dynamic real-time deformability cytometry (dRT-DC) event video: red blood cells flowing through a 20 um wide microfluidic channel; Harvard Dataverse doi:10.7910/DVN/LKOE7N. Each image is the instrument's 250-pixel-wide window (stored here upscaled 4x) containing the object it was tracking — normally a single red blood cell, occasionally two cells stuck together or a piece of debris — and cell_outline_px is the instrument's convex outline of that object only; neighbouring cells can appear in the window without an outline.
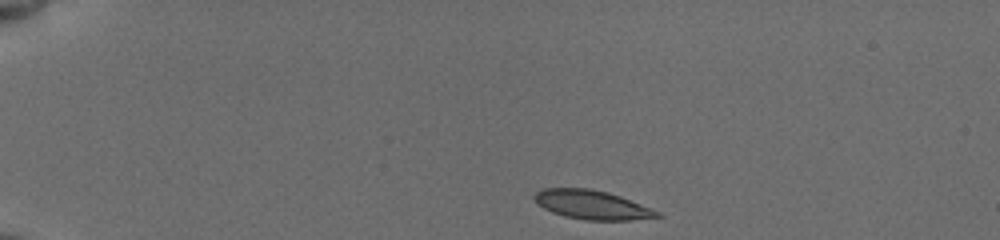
{"species": "common noctule bat (a hibernating species)", "species_latin": "Nyctalus noctula", "temperature_condition": "cold", "stored_images_in_passage": 22, "camera_frame_rate_fps": 3000, "um_per_image_px": 0.085, "animal": {"sex": "female", "body_mass_g": 19.5, "forearm_length_mm": 54.1}, "frame": {"image": 1, "passage_image": 1, "time_ms": 0.0, "image_size_px": [1000, 240], "cell_outline_px": [[664, 216], [632, 220], [584, 220], [564, 216], [552, 212], [536, 204], [532, 196], [536, 192], [544, 188], [588, 188], [608, 192], [620, 196], [652, 208], [660, 212]], "centroid_in_image_um": [50.31, 17.41], "position_along_channel_um": 34.7, "area_um2": 20.92}}
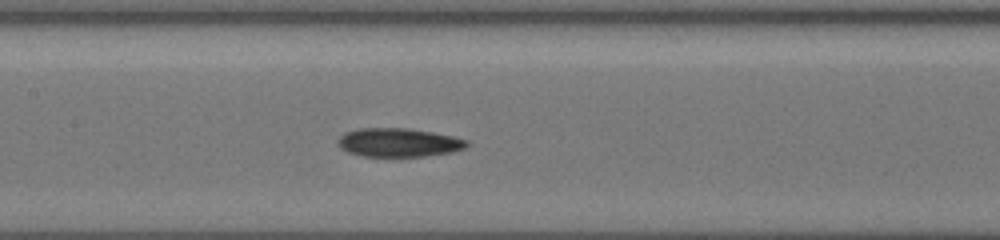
{"frame": {"image": 2, "passage_image": 12, "time_ms": 5.667, "image_size_px": [1000, 240], "cell_outline_px": [[468, 144], [464, 148], [452, 152], [424, 156], [360, 156], [348, 152], [340, 148], [336, 140], [344, 132], [356, 128], [408, 128], [432, 132], [452, 136], [468, 140]], "centroid_in_image_um": [33.83, 12.1], "position_along_channel_um": 173.6, "area_um2": 21.62}}
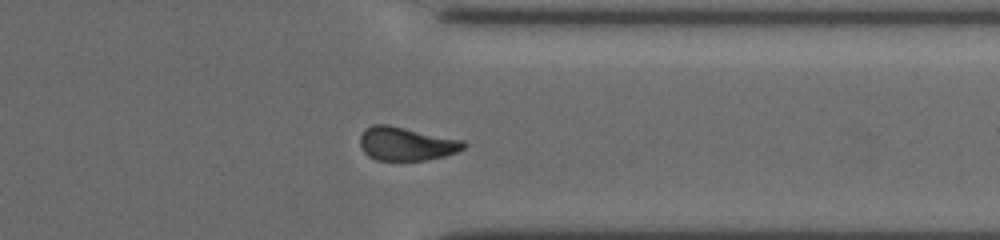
{"frame": {"image": 3, "passage_image": 21, "time_ms": 11.0, "image_size_px": [1000, 240], "cell_outline_px": [[468, 144], [464, 148], [456, 152], [444, 156], [428, 160], [376, 160], [368, 156], [364, 152], [360, 144], [360, 136], [364, 128], [372, 124], [388, 124], [464, 140]], "centroid_in_image_um": [34.53, 12.21], "position_along_channel_um": 376.9, "area_um2": 20.46}, "authors_computed_cell_mechanics": {"area_um2": 21.097, "velocity_mm_per_s": 3.8216, "shape_relaxation_time_tau1_ms": 5.7375, "shape_relaxation_time_tau2_ms": null, "deformation_change_tau1": 0.1467, "deformation_change_tau2": null}}